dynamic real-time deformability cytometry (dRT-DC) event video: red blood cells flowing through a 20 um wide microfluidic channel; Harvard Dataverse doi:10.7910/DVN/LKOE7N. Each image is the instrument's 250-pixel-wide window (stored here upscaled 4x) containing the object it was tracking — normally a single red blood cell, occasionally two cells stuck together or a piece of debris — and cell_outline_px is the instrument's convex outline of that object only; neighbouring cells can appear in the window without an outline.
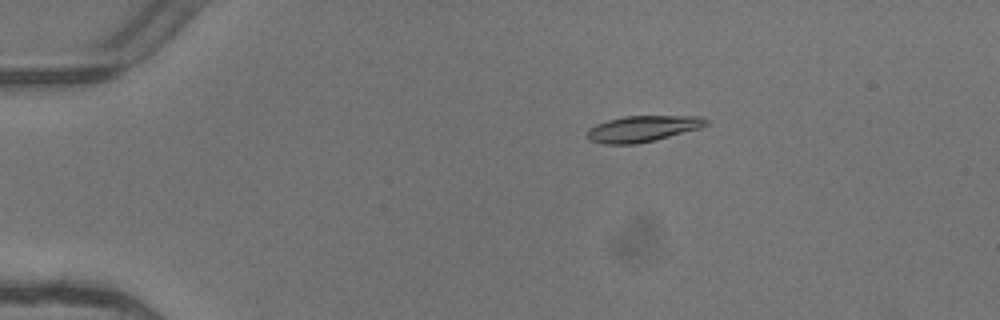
{"species": "common noctule bat (a hibernating species)", "species_latin": "Nyctalus noctula", "temperature_condition": "warm", "stored_images_in_passage": 7, "camera_frame_rate_fps": 3000, "um_per_image_px": 0.085, "animal": {"sex": "female"}, "frame": {"image": 1, "passage_image": 3, "time_ms": 0.667, "image_size_px": [1000, 320], "cell_outline_px": [[708, 124], [700, 128], [656, 140], [636, 144], [604, 144], [588, 140], [588, 128], [596, 124], [608, 120], [624, 116], [704, 116], [708, 120]], "centroid_in_image_um": [54.64, 10.94], "position_along_channel_um": 30.4, "area_um2": 18.15}}
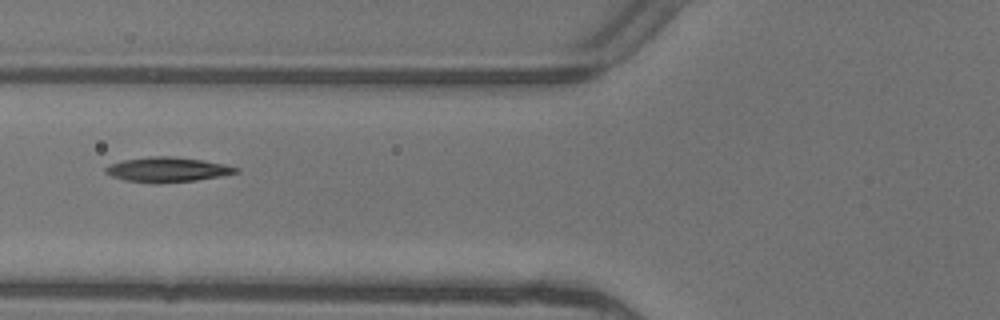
{"frame": {"image": 2, "passage_image": 6, "time_ms": 1.667, "image_size_px": [1000, 320], "cell_outline_px": [[240, 172], [220, 176], [196, 180], [156, 184], [124, 180], [112, 176], [104, 172], [104, 168], [112, 164], [124, 160], [148, 156], [172, 156], [200, 160], [224, 164], [240, 168]], "centroid_in_image_um": [14.22, 14.42], "position_along_channel_um": 111.6, "area_um2": 18.84}}
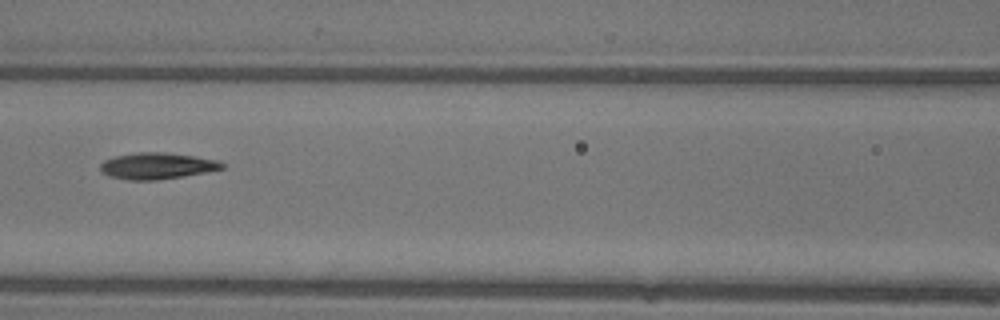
{"frame": {"image": 3, "passage_image": 7, "time_ms": 2.0, "image_size_px": [1000, 320], "cell_outline_px": [[224, 168], [184, 176], [156, 180], [128, 180], [108, 176], [100, 172], [100, 164], [104, 160], [116, 156], [140, 152], [164, 152], [192, 156], [216, 160], [224, 164]], "centroid_in_image_um": [13.29, 14.11], "position_along_channel_um": 153.3, "area_um2": 18.55}}